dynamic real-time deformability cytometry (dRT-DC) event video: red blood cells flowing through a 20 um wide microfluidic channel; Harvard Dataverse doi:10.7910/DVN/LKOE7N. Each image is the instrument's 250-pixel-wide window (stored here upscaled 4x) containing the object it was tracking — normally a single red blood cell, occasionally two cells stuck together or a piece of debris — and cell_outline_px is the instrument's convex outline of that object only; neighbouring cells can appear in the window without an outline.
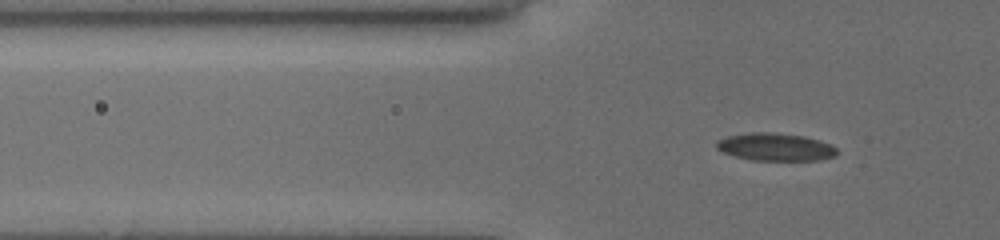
{"species": "common noctule bat (a hibernating species)", "species_latin": "Nyctalus noctula", "temperature_condition": "cold", "stored_images_in_passage": 60, "camera_frame_rate_fps": 3000, "um_per_image_px": 0.085, "animal": {"sex": "female", "body_mass_g": 19.5, "forearm_length_mm": 54.1}, "frame": {"image": 1, "passage_image": 25, "time_ms": 6.667, "image_size_px": [1000, 240], "cell_outline_px": [[836, 156], [820, 160], [752, 160], [732, 156], [716, 148], [716, 140], [728, 136], [752, 132], [764, 132], [804, 136], [820, 140], [836, 148]], "centroid_in_image_um": [65.88, 12.5], "position_along_channel_um": 59.9, "area_um2": 19.31}}
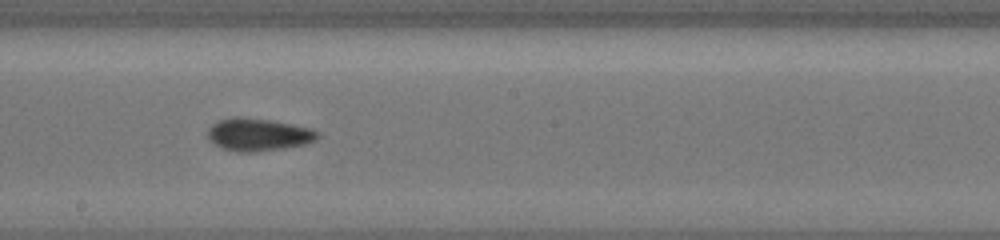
{"frame": {"image": 2, "passage_image": 39, "time_ms": 11.333, "image_size_px": [1000, 240], "cell_outline_px": [[320, 136], [316, 140], [308, 144], [284, 148], [256, 152], [236, 152], [224, 148], [208, 140], [208, 128], [212, 124], [220, 120], [236, 116], [268, 120], [312, 128], [320, 132]], "centroid_in_image_um": [21.99, 11.45], "position_along_channel_um": 226.2, "area_um2": 20.92}}
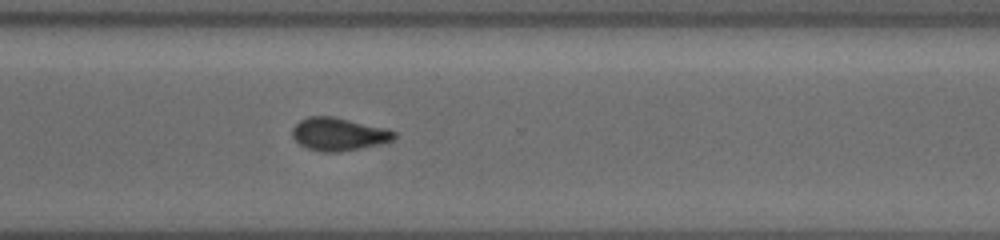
{"frame": {"image": 3, "passage_image": 59, "time_ms": 14.333, "image_size_px": [1000, 240], "cell_outline_px": [[396, 136], [392, 140], [360, 148], [340, 152], [320, 152], [308, 148], [300, 144], [292, 136], [292, 128], [300, 120], [308, 116], [332, 116], [384, 128], [396, 132]], "centroid_in_image_um": [28.74, 11.4], "position_along_channel_um": 341.9, "area_um2": 19.25}}